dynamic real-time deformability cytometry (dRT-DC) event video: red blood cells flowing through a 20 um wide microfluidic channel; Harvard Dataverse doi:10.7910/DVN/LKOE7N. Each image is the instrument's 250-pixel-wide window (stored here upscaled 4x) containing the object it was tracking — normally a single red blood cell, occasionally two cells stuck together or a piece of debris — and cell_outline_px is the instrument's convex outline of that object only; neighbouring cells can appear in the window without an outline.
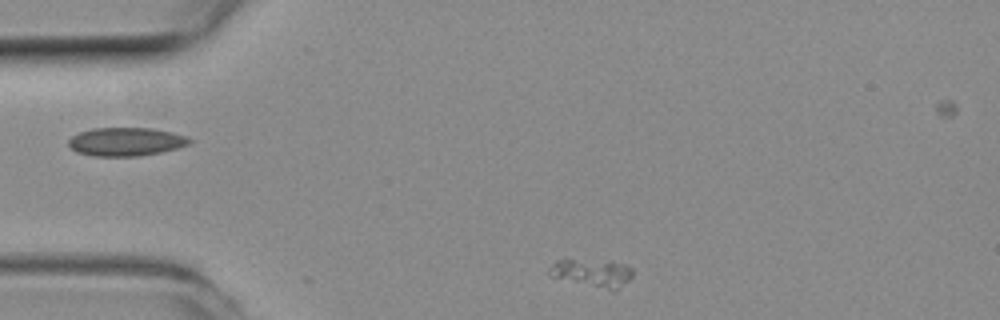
{"species": "common noctule bat (a hibernating species)", "species_latin": "Nyctalus noctula", "temperature_condition": "room temperature", "stored_images_in_passage": 45, "camera_frame_rate_fps": 3000, "um_per_image_px": 0.085, "animal": {"sex": "female", "body_mass_g": 19.3, "forearm_length_mm": 54.1}, "frame": {"image": 1, "passage_image": 1, "time_ms": 0.0, "image_size_px": [1000, 320], "cell_outline_px": [[632, 276], [628, 280], [612, 292], [548, 276], [548, 268], [556, 260], [612, 260], [624, 264], [632, 268]], "centroid_in_image_um": [50.32, 23.21], "position_along_channel_um": 34.7, "area_um2": 13.87}}
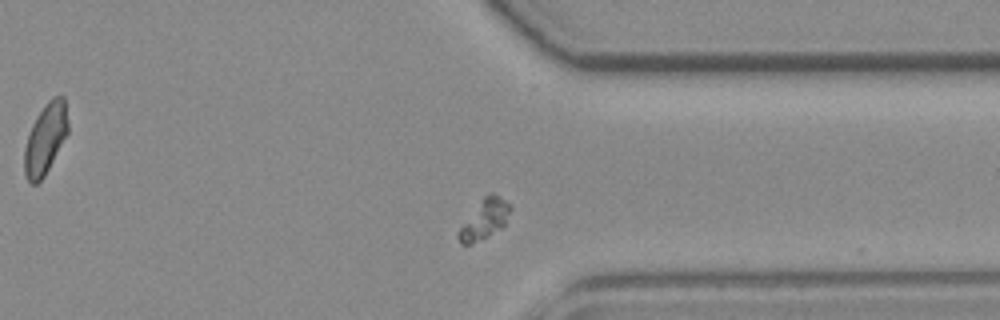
{"frame": {"image": 2, "passage_image": 31, "time_ms": 10.0, "image_size_px": [1000, 320], "cell_outline_px": [[512, 208], [504, 224], [500, 228], [488, 236], [472, 244], [460, 244], [456, 236], [460, 228], [484, 196], [488, 192], [492, 192], [504, 200]], "centroid_in_image_um": [41.17, 18.65], "position_along_channel_um": 370.2, "area_um2": 11.56}}
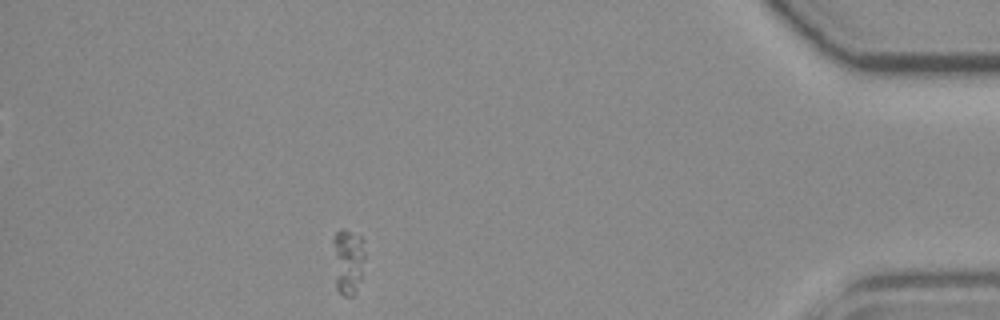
{"frame": {"image": 3, "passage_image": 38, "time_ms": 12.333, "image_size_px": [1000, 320], "cell_outline_px": [[364, 256], [360, 280], [356, 292], [352, 296], [344, 296], [336, 288], [332, 244], [332, 240], [336, 232], [340, 228], [344, 228], [360, 236], [364, 240]], "centroid_in_image_um": [29.56, 22.16], "position_along_channel_um": 405.6, "area_um2": 12.43}}